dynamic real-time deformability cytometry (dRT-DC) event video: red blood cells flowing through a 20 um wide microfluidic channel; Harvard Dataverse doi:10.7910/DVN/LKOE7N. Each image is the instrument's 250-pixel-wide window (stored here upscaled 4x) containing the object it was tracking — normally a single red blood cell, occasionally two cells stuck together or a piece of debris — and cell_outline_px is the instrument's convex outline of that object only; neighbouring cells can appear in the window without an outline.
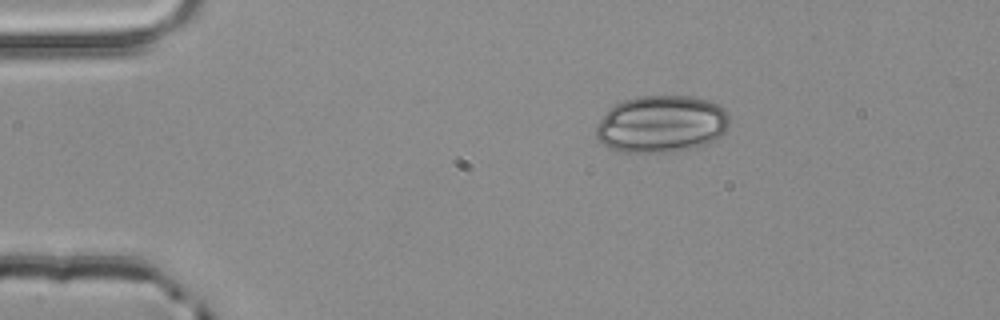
{"species": "common noctule bat (a hibernating species)", "species_latin": "Nyctalus noctula", "temperature_condition": "room temperature", "stored_images_in_passage": 2, "camera_frame_rate_fps": 3000, "um_per_image_px": 0.085, "animal": {"sex": "male", "body_mass_g": 20.4}, "frame": {"image": 1, "passage_image": 1, "time_ms": 0.0, "image_size_px": [1000, 320], "cell_outline_px": [[728, 128], [720, 136], [696, 148], [672, 152], [624, 152], [608, 148], [596, 140], [596, 124], [608, 108], [624, 100], [636, 96], [692, 96], [708, 100], [724, 108], [728, 116]], "centroid_in_image_um": [56.18, 10.55], "position_along_channel_um": 28.8, "area_um2": 44.8}}